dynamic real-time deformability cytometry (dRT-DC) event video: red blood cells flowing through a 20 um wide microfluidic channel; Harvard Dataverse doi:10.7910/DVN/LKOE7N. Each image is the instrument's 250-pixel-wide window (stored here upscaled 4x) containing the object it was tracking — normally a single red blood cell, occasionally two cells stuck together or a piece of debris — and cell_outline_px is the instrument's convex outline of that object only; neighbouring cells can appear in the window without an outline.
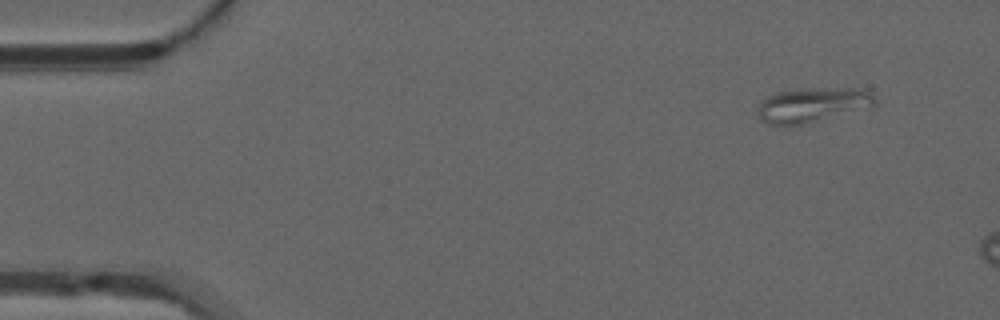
{"species": "common noctule bat (a hibernating species)", "species_latin": "Nyctalus noctula", "temperature_condition": "warm", "stored_images_in_passage": 7, "camera_frame_rate_fps": 3000, "um_per_image_px": 0.085, "animal": {"sex": "male", "forearm_length_mm": 52.5}, "frame": {"image": 1, "passage_image": 1, "time_ms": 0.0, "image_size_px": [1000, 320], "cell_outline_px": [[876, 104], [872, 108], [800, 124], [768, 124], [760, 120], [756, 112], [756, 108], [760, 100], [776, 92], [812, 88], [864, 88], [872, 92], [876, 100]], "centroid_in_image_um": [69.09, 8.9], "position_along_channel_um": 15.9, "area_um2": 23.93}}